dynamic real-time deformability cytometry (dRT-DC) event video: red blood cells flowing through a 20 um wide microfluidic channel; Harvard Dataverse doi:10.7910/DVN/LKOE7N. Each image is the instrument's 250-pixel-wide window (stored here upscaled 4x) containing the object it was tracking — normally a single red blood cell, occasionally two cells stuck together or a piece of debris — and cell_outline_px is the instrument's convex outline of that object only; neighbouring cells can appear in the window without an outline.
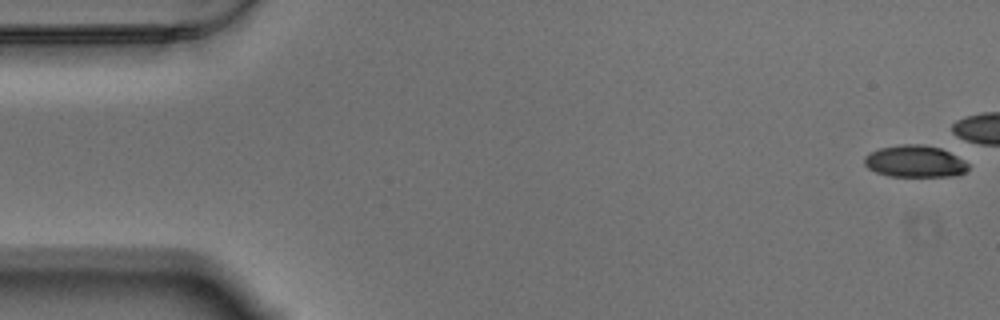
{"species": "Egyptian fruit bat (a non-hibernating species)", "species_latin": "Rousettus aegyptiacus", "temperature_condition": "warm", "stored_images_in_passage": 45, "camera_frame_rate_fps": 3000, "um_per_image_px": 0.085, "animal": {"sex": "male"}, "frame": {"image": 1, "passage_image": 1, "time_ms": 0.0, "image_size_px": [1000, 320], "cell_outline_px": [[968, 168], [960, 176], [888, 176], [876, 172], [868, 168], [864, 164], [864, 156], [880, 148], [900, 144], [924, 144], [940, 148], [964, 160], [968, 164]], "centroid_in_image_um": [77.76, 13.72], "position_along_channel_um": 7.2, "area_um2": 19.31}}
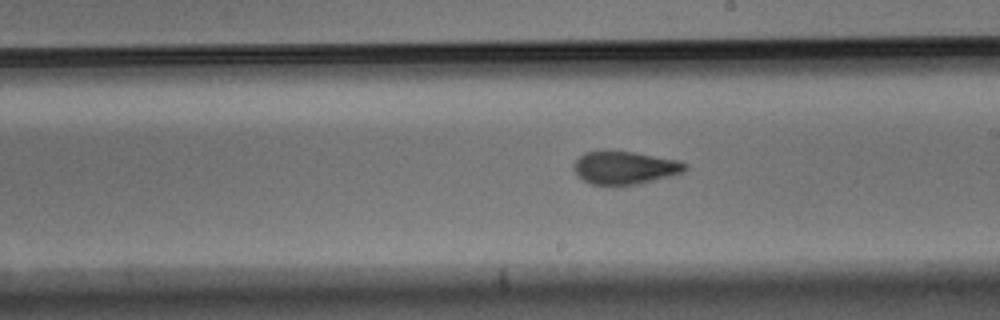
{"frame": {"image": 2, "passage_image": 32, "time_ms": 10.333, "image_size_px": [1000, 320], "cell_outline_px": [[688, 168], [684, 172], [636, 184], [592, 184], [584, 180], [572, 168], [576, 160], [584, 152], [608, 148], [680, 160], [688, 164]], "centroid_in_image_um": [53.1, 14.2], "position_along_channel_um": 235.9, "area_um2": 21.5}}
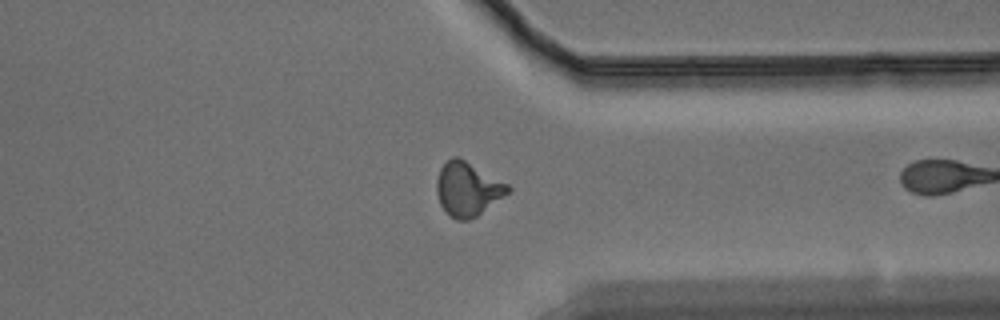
{"frame": {"image": 3, "passage_image": 44, "time_ms": 14.333, "image_size_px": [1000, 320], "cell_outline_px": [[512, 188], [508, 192], [476, 216], [468, 220], [456, 220], [440, 204], [436, 192], [436, 180], [440, 168], [452, 156], [460, 156], [508, 184]], "centroid_in_image_um": [39.72, 16.03], "position_along_channel_um": 371.7, "area_um2": 22.14}}